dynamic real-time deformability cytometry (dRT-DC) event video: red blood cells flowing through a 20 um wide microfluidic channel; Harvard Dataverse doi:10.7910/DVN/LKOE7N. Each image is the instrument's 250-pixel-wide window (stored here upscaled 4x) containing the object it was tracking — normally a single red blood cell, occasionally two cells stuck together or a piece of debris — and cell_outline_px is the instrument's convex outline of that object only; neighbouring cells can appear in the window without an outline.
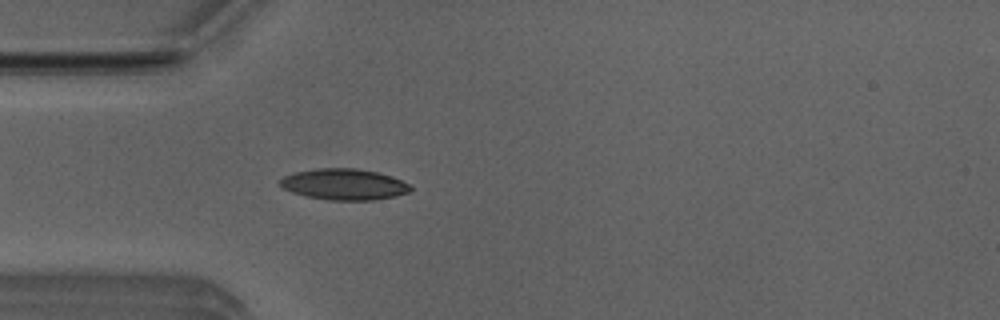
{"species": "Egyptian fruit bat (a non-hibernating species)", "species_latin": "Rousettus aegyptiacus", "temperature_condition": "room temperature", "stored_images_in_passage": 5, "camera_frame_rate_fps": 3000, "um_per_image_px": 0.085, "animal": {"sex": "male"}, "frame": {"image": 1, "passage_image": 5, "time_ms": 1.333, "image_size_px": [1000, 320], "cell_outline_px": [[412, 192], [396, 196], [372, 200], [328, 200], [308, 196], [292, 192], [284, 188], [280, 184], [280, 180], [284, 176], [296, 172], [320, 168], [356, 168], [376, 172], [392, 176], [408, 184], [412, 188]], "centroid_in_image_um": [29.28, 15.67], "position_along_channel_um": 55.7, "area_um2": 23.47}}